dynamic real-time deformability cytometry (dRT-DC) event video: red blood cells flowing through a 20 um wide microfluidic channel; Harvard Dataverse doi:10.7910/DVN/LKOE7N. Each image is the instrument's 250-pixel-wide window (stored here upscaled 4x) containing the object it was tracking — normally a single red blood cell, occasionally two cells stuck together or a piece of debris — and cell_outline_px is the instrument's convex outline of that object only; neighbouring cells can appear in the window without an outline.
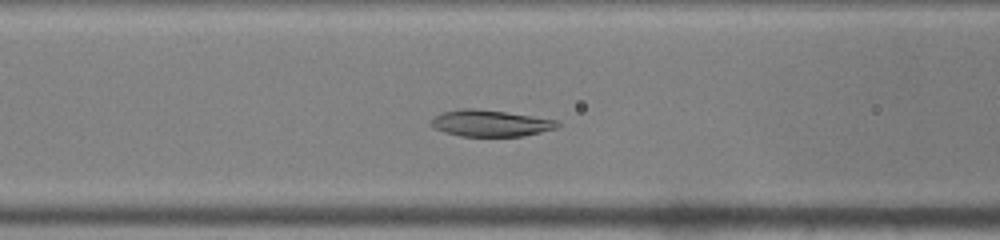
{"species": "common noctule bat (a hibernating species)", "species_latin": "Nyctalus noctula", "temperature_condition": "warm", "stored_images_in_passage": 44, "camera_frame_rate_fps": 3000, "um_per_image_px": 0.085, "animal": {"sex": "male", "body_mass_g": 19.0, "forearm_length_mm": 50.8}, "frame": {"image": 1, "passage_image": 14, "time_ms": 4.333, "image_size_px": [1000, 240], "cell_outline_px": [[560, 124], [556, 128], [524, 136], [460, 136], [444, 132], [432, 128], [428, 124], [432, 116], [444, 112], [460, 108], [472, 108], [504, 112], [532, 116], [556, 120]], "centroid_in_image_um": [41.6, 10.48], "position_along_channel_um": 125.0, "area_um2": 19.54}}
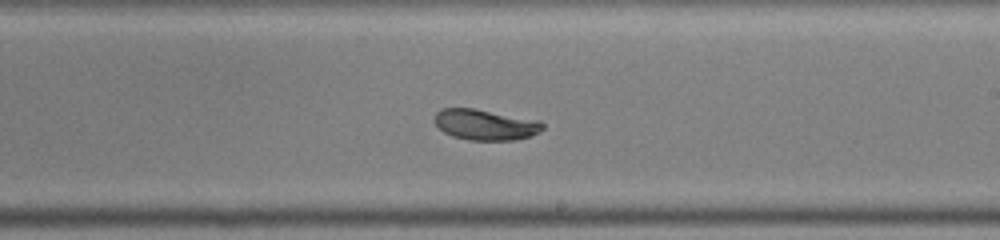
{"frame": {"image": 2, "passage_image": 23, "time_ms": 7.333, "image_size_px": [1000, 240], "cell_outline_px": [[544, 128], [540, 132], [528, 136], [512, 140], [468, 140], [452, 136], [444, 132], [436, 124], [436, 112], [440, 108], [472, 108], [540, 120], [544, 124]], "centroid_in_image_um": [41.26, 10.59], "position_along_channel_um": 247.7, "area_um2": 19.25}}
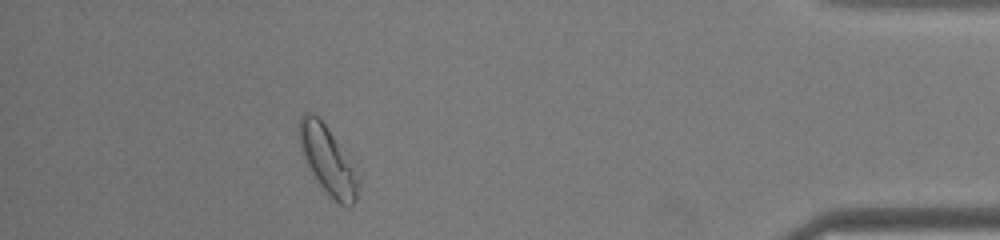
{"frame": {"image": 3, "passage_image": 38, "time_ms": 12.333, "image_size_px": [1000, 240], "cell_outline_px": [[360, 188], [356, 200], [348, 208], [340, 204], [328, 196], [316, 180], [304, 160], [300, 144], [300, 116], [304, 112], [312, 112], [324, 124], [356, 160]], "centroid_in_image_um": [27.95, 13.66], "position_along_channel_um": 407.2, "area_um2": 24.22}, "authors_computed_cell_mechanics": {"area_um2": 19.8832, "velocity_mm_per_s": 4.1149, "shape_relaxation_time_tau1_ms": 2.0246, "shape_relaxation_time_tau2_ms": 2.5301, "deformation_change_tau1": 0.1236, "deformation_change_tau2": 0.0628}}